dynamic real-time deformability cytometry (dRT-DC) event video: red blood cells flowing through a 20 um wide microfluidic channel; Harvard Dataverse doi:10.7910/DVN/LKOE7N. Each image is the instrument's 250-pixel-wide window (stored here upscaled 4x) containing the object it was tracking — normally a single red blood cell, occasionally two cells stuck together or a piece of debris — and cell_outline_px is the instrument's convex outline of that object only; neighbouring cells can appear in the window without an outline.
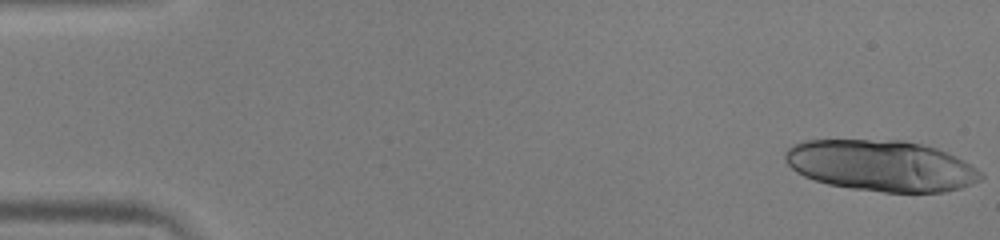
{"species": "human", "species_latin": "Homo sapiens", "temperature_condition": "warm", "stored_images_in_passage": 16, "camera_frame_rate_fps": 3000, "um_per_image_px": 0.085, "donor": {"sex": "male"}, "frame": {"image": 1, "passage_image": 1, "time_ms": 0.0, "image_size_px": [1000, 240], "cell_outline_px": [[984, 176], [980, 180], [960, 188], [944, 192], [884, 192], [852, 188], [828, 184], [804, 176], [796, 172], [784, 160], [784, 152], [792, 144], [804, 140], [904, 140], [936, 148], [956, 156], [964, 160], [984, 172]], "centroid_in_image_um": [74.9, 14.07], "position_along_channel_um": 10.1, "area_um2": 58.38}}